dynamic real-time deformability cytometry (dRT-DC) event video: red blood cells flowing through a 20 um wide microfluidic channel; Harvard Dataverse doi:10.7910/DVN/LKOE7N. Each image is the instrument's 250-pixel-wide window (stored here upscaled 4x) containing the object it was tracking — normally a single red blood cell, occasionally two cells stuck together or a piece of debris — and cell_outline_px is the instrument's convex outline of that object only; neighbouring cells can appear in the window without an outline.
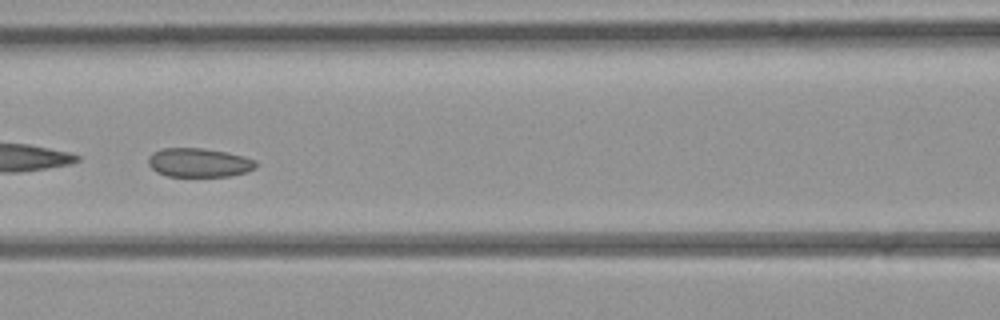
{"species": "common noctule bat (a hibernating species)", "species_latin": "Nyctalus noctula", "temperature_condition": "room temperature", "stored_images_in_passage": 5, "camera_frame_rate_fps": 3000, "um_per_image_px": 0.085, "animal": {"sex": "female", "body_mass_g": 21.9}, "frame": {"image": 1, "passage_image": 5, "time_ms": 4.333, "image_size_px": [1000, 320], "cell_outline_px": [[256, 168], [248, 172], [228, 176], [168, 176], [156, 172], [148, 164], [148, 156], [152, 152], [160, 148], [204, 148], [228, 152], [244, 156], [256, 160]], "centroid_in_image_um": [16.91, 13.81], "position_along_channel_um": 149.7, "area_um2": 18.38}}